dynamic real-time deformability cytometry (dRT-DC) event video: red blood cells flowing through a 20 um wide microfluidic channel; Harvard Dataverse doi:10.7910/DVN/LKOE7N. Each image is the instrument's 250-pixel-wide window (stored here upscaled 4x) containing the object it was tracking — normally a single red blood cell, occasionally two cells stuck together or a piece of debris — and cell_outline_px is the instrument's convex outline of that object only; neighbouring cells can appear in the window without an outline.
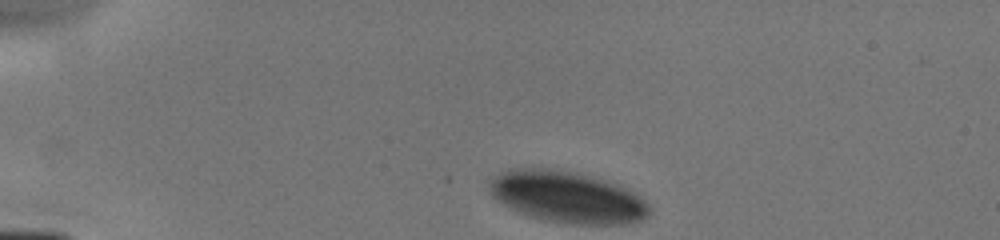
{"species": "human", "species_latin": "Homo sapiens", "temperature_condition": "cold", "stored_images_in_passage": 4, "camera_frame_rate_fps": 3000, "um_per_image_px": 0.085, "donor": {"sex": "male"}, "frame": {"image": 1, "passage_image": 1, "time_ms": 0.0, "image_size_px": [1000, 240], "cell_outline_px": [[652, 212], [648, 216], [640, 220], [624, 224], [564, 224], [544, 220], [528, 216], [508, 208], [492, 196], [488, 188], [488, 184], [500, 172], [508, 168], [544, 168], [572, 172], [620, 184], [636, 192], [652, 208]], "centroid_in_image_um": [48.22, 16.76], "position_along_channel_um": 36.8, "area_um2": 48.44}}